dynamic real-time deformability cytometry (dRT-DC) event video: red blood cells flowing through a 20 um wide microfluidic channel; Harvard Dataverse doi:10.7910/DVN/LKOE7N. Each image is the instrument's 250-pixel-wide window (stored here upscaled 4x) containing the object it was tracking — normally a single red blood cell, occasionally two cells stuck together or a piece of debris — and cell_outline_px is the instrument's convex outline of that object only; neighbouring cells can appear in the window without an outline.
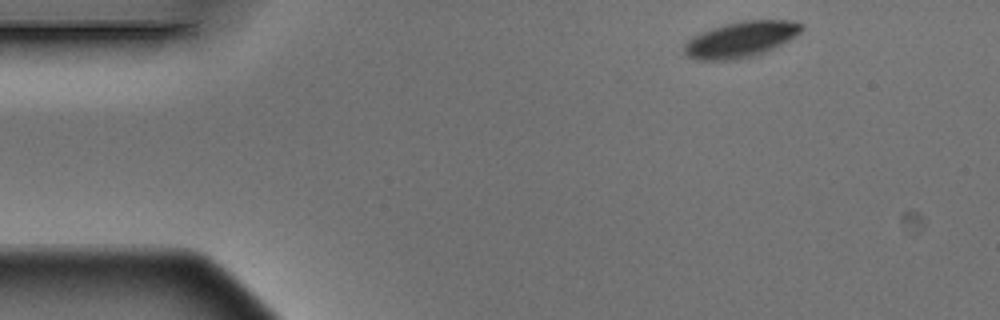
{"species": "Egyptian fruit bat (a non-hibernating species)", "species_latin": "Rousettus aegyptiacus", "temperature_condition": "warm", "stored_images_in_passage": 3, "camera_frame_rate_fps": 3000, "um_per_image_px": 0.085, "animal": {"sex": "male"}, "frame": {"image": 1, "passage_image": 1, "time_ms": 0.0, "image_size_px": [1000, 320], "cell_outline_px": [[804, 28], [800, 32], [788, 40], [764, 52], [752, 56], [728, 60], [696, 60], [688, 56], [684, 52], [684, 44], [692, 36], [712, 28], [724, 24], [744, 20], [788, 20], [804, 24]], "centroid_in_image_um": [62.95, 3.34], "position_along_channel_um": 22.1, "area_um2": 24.22}}
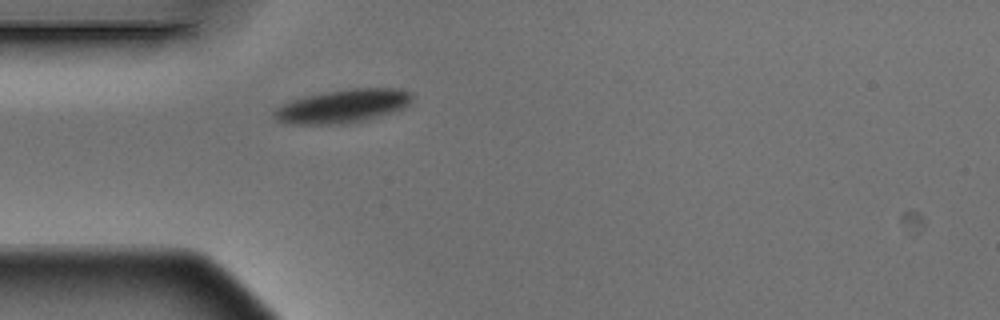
{"frame": {"image": 2, "passage_image": 3, "time_ms": 0.667, "image_size_px": [1000, 320], "cell_outline_px": [[412, 100], [404, 108], [392, 112], [364, 120], [344, 124], [288, 124], [276, 120], [272, 116], [272, 112], [276, 108], [288, 100], [304, 96], [324, 92], [352, 88], [400, 88], [412, 92]], "centroid_in_image_um": [29.1, 9.01], "position_along_channel_um": 55.9, "area_um2": 27.17}}